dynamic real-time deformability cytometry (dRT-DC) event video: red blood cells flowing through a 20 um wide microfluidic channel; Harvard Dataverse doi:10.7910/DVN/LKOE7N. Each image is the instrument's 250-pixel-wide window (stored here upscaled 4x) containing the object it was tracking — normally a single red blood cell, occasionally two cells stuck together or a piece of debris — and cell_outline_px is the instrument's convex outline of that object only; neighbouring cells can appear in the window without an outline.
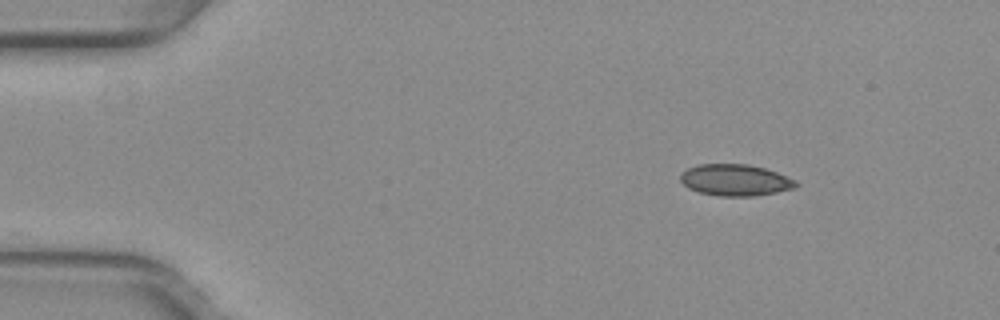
{"species": "common noctule bat (a hibernating species)", "species_latin": "Nyctalus noctula", "temperature_condition": "warm", "stored_images_in_passage": 12, "camera_frame_rate_fps": 3000, "um_per_image_px": 0.085, "animal": {"sex": "female", "body_mass_g": 29.2, "forearm_length_mm": 56.3}, "frame": {"image": 1, "passage_image": 1, "time_ms": 0.0, "image_size_px": [1000, 320], "cell_outline_px": [[800, 184], [796, 188], [756, 196], [716, 196], [700, 192], [688, 188], [680, 180], [680, 172], [688, 168], [700, 164], [748, 164], [764, 168], [776, 172], [796, 180]], "centroid_in_image_um": [62.51, 15.31], "position_along_channel_um": 22.5, "area_um2": 21.33}}
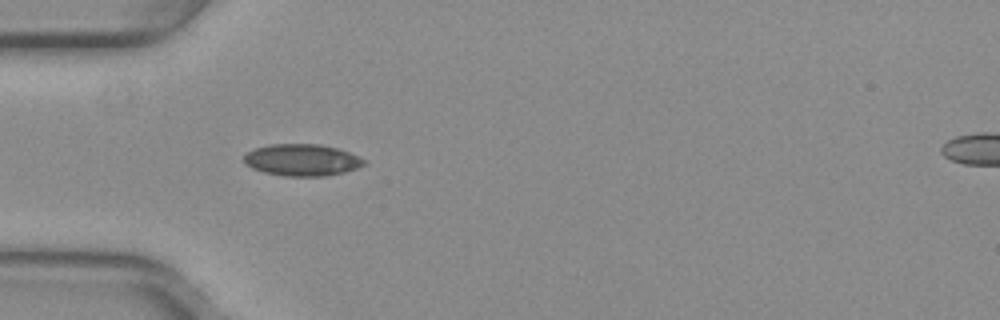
{"frame": {"image": 2, "passage_image": 10, "time_ms": 3.0, "image_size_px": [1000, 320], "cell_outline_px": [[364, 164], [356, 168], [344, 172], [324, 176], [284, 176], [264, 172], [252, 168], [244, 164], [244, 156], [248, 152], [256, 148], [268, 144], [320, 144], [336, 148], [348, 152], [364, 160]], "centroid_in_image_um": [25.62, 13.6], "position_along_channel_um": 59.4, "area_um2": 22.02}}